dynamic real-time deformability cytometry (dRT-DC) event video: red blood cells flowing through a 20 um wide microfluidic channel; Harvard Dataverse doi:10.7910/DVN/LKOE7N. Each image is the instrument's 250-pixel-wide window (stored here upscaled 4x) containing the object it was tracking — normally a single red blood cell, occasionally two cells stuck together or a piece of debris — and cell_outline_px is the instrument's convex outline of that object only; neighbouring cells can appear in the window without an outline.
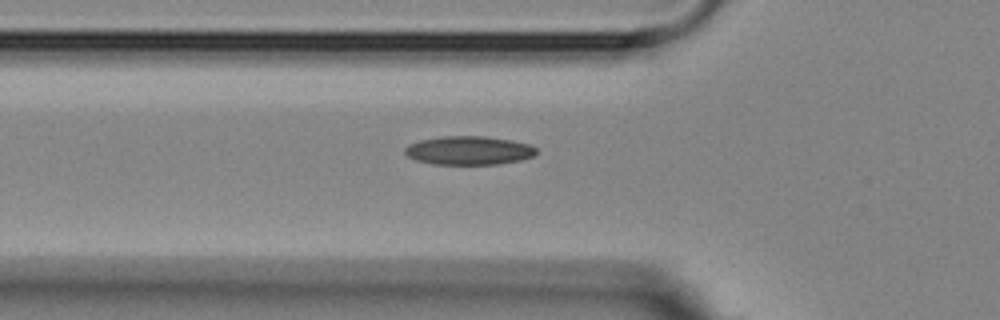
{"species": "Egyptian fruit bat (a non-hibernating species)", "species_latin": "Rousettus aegyptiacus", "temperature_condition": "room temperature", "stored_images_in_passage": 5, "camera_frame_rate_fps": 3000, "um_per_image_px": 0.085, "animal": {"sex": "female"}, "frame": {"image": 1, "passage_image": 5, "time_ms": 6.0, "image_size_px": [1000, 320], "cell_outline_px": [[536, 156], [520, 160], [500, 164], [432, 164], [416, 160], [408, 156], [404, 152], [404, 148], [408, 144], [420, 140], [444, 136], [484, 136], [512, 140], [532, 144], [536, 148]], "centroid_in_image_um": [39.88, 12.79], "position_along_channel_um": 85.9, "area_um2": 22.14}}